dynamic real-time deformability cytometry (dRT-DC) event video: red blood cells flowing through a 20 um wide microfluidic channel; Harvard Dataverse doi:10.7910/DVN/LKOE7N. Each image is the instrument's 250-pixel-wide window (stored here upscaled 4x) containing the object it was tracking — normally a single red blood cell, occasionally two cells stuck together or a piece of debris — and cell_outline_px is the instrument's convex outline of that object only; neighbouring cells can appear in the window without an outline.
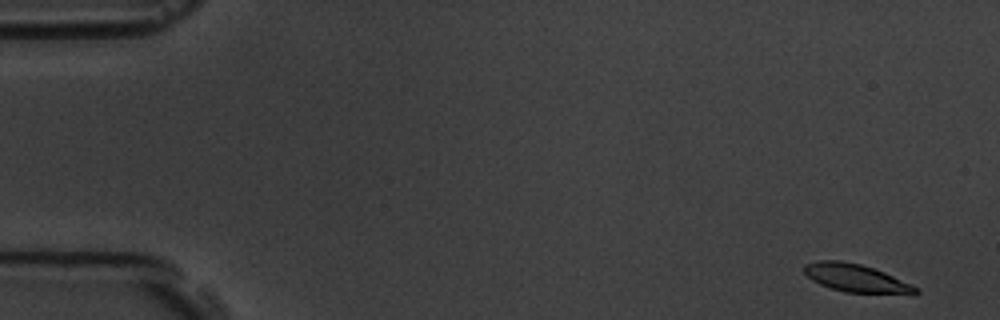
{"species": "common noctule bat (a hibernating species)", "species_latin": "Nyctalus noctula", "temperature_condition": "room temperature", "stored_images_in_passage": 5, "camera_frame_rate_fps": 3000, "um_per_image_px": 0.085, "animal": {"sex": "male", "body_mass_g": 19.5, "forearm_length_mm": 54.6}, "frame": {"image": 1, "passage_image": 1, "time_ms": 0.0, "image_size_px": [1000, 320], "cell_outline_px": [[920, 292], [916, 296], [844, 292], [820, 284], [812, 280], [804, 272], [804, 264], [820, 260], [840, 260], [860, 264], [884, 272], [912, 284]], "centroid_in_image_um": [72.85, 23.68], "position_along_channel_um": 12.1, "area_um2": 18.55}}
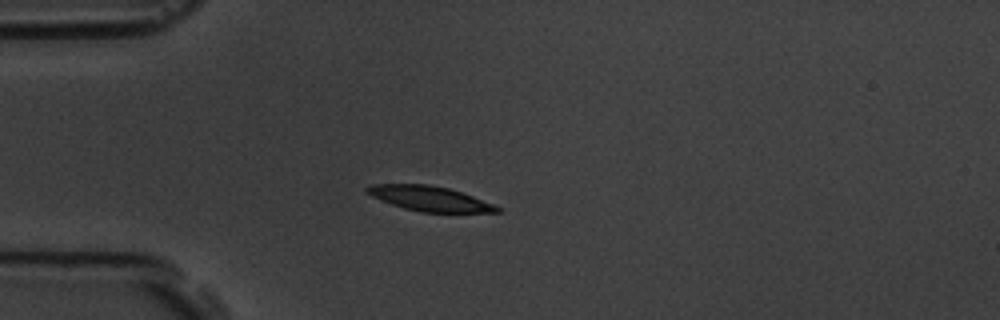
{"frame": {"image": 2, "passage_image": 5, "time_ms": 4.333, "image_size_px": [1000, 320], "cell_outline_px": [[500, 212], [420, 212], [404, 208], [380, 200], [364, 192], [364, 188], [372, 184], [428, 184], [448, 188], [472, 196], [492, 204], [500, 208]], "centroid_in_image_um": [36.45, 16.87], "position_along_channel_um": 48.6, "area_um2": 18.67}}